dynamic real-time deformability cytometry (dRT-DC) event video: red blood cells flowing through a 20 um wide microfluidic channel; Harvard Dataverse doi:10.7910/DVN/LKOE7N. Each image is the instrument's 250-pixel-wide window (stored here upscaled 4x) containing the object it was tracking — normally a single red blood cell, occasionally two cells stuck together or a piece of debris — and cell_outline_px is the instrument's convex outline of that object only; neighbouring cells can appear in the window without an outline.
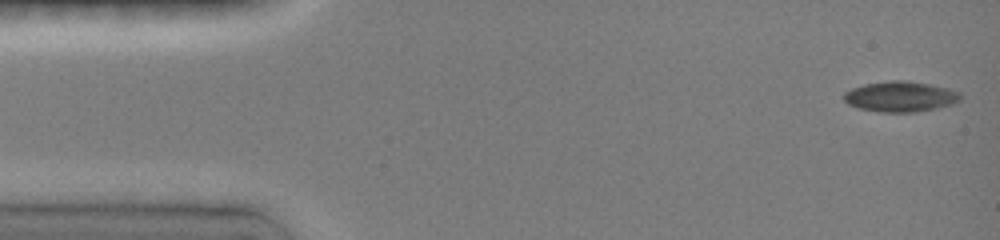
{"species": "common noctule bat (a hibernating species)", "species_latin": "Nyctalus noctula", "temperature_condition": "room temperature", "stored_images_in_passage": 15, "camera_frame_rate_fps": 3000, "um_per_image_px": 0.085, "animal": {"sex": "female", "body_mass_g": 19.0, "forearm_length_mm": 51.5}, "frame": {"image": 1, "passage_image": 1, "time_ms": 0.0, "image_size_px": [1000, 240], "cell_outline_px": [[960, 100], [952, 104], [936, 108], [916, 112], [880, 112], [856, 108], [848, 104], [844, 100], [844, 92], [852, 88], [864, 84], [892, 80], [904, 80], [928, 84], [948, 88], [960, 92]], "centroid_in_image_um": [76.51, 8.21], "position_along_channel_um": 8.5, "area_um2": 20.69}}
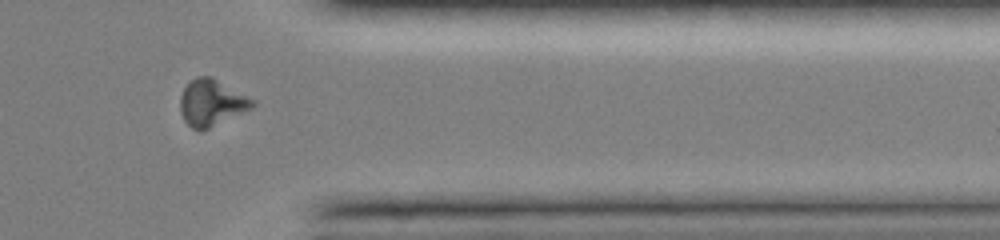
{"frame": {"image": 2, "passage_image": 13, "time_ms": 12.333, "image_size_px": [1000, 240], "cell_outline_px": [[256, 104], [252, 108], [200, 132], [192, 128], [184, 120], [180, 112], [180, 96], [184, 88], [196, 76], [212, 76], [256, 100]], "centroid_in_image_um": [17.99, 8.72], "position_along_channel_um": 393.4, "area_um2": 19.65}}
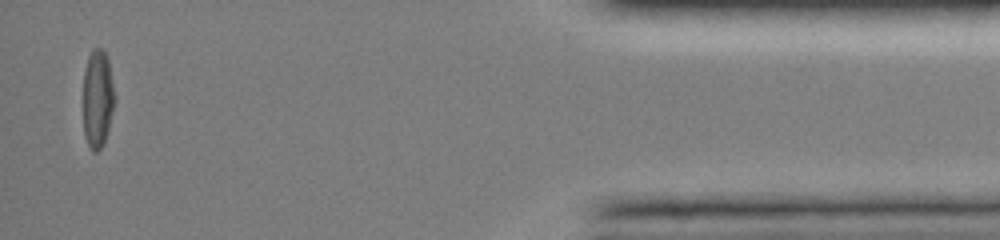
{"frame": {"image": 3, "passage_image": 15, "time_ms": 14.667, "image_size_px": [1000, 240], "cell_outline_px": [[116, 100], [104, 144], [96, 152], [92, 152], [88, 148], [84, 136], [84, 72], [88, 56], [92, 48], [100, 48], [108, 56]], "centroid_in_image_um": [8.31, 8.41], "position_along_channel_um": 426.9, "area_um2": 18.32}, "authors_computed_cell_mechanics": {"area_um2": 20.0566, "velocity_mm_per_s": 4.0641, "shape_relaxation_time_tau1_ms": 5.298, "shape_relaxation_time_tau2_ms": 9.9207, "deformation_change_tau1": 0.1616, "deformation_change_tau2": 0.1966}}